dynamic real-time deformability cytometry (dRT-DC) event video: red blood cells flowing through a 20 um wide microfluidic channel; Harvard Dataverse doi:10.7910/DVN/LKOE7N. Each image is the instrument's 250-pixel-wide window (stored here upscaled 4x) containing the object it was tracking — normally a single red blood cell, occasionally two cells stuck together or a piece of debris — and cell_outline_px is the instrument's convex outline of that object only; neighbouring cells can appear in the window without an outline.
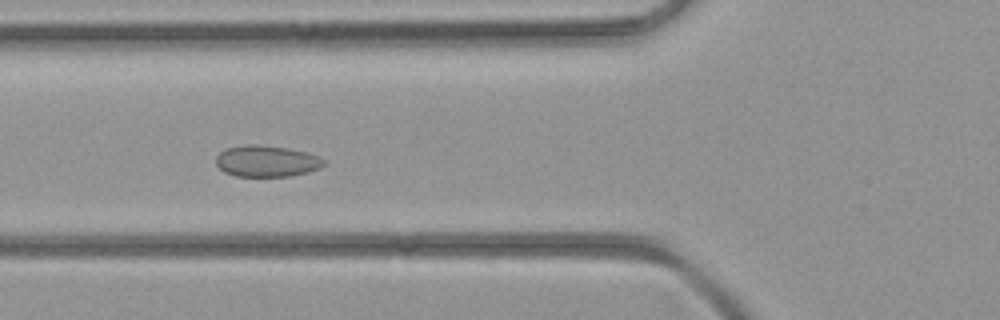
{"species": "common noctule bat (a hibernating species)", "species_latin": "Nyctalus noctula", "temperature_condition": "room temperature", "stored_images_in_passage": 36, "camera_frame_rate_fps": 3000, "um_per_image_px": 0.085, "animal": {"sex": "female", "body_mass_g": 21.9}, "frame": {"image": 1, "passage_image": 13, "time_ms": 4.0, "image_size_px": [1000, 320], "cell_outline_px": [[328, 164], [320, 168], [308, 172], [288, 176], [236, 176], [224, 172], [216, 164], [216, 156], [224, 148], [248, 144], [260, 144], [288, 148], [308, 152], [328, 160]], "centroid_in_image_um": [22.7, 13.68], "position_along_channel_um": 103.1, "area_um2": 20.06}}
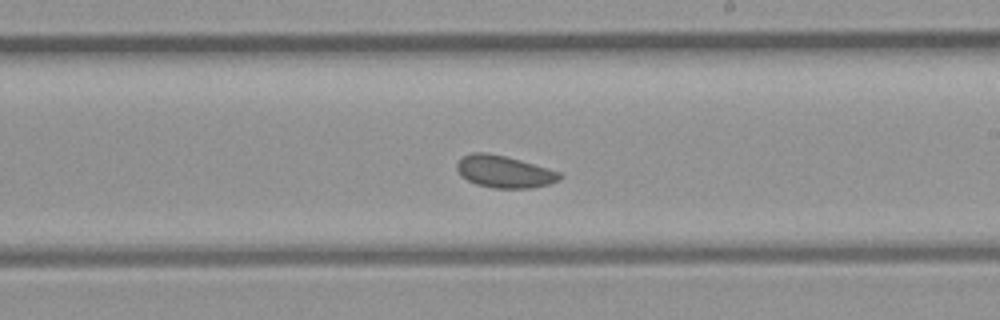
{"frame": {"image": 2, "passage_image": 22, "time_ms": 7.0, "image_size_px": [1000, 320], "cell_outline_px": [[564, 176], [560, 180], [548, 184], [532, 188], [492, 188], [476, 184], [460, 176], [456, 168], [456, 164], [464, 156], [472, 152], [488, 152], [520, 160], [560, 172]], "centroid_in_image_um": [42.86, 14.6], "position_along_channel_um": 246.1, "area_um2": 19.25}}
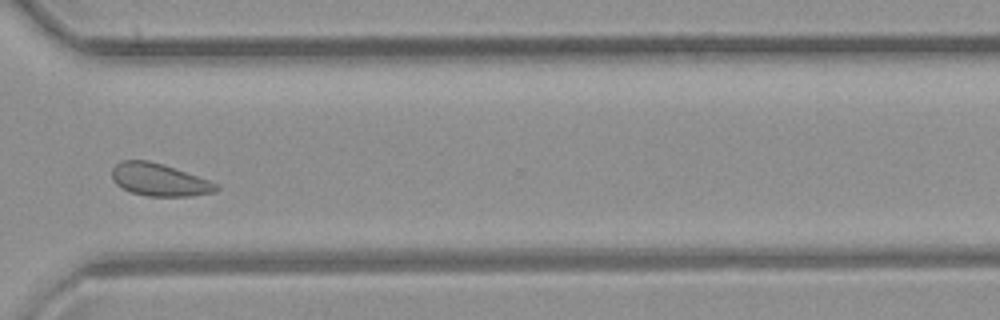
{"frame": {"image": 3, "passage_image": 29, "time_ms": 9.333, "image_size_px": [1000, 320], "cell_outline_px": [[220, 188], [216, 192], [192, 196], [148, 196], [132, 192], [120, 188], [112, 180], [112, 168], [120, 160], [148, 160], [220, 184]], "centroid_in_image_um": [13.52, 15.29], "position_along_channel_um": 357.1, "area_um2": 19.65}}